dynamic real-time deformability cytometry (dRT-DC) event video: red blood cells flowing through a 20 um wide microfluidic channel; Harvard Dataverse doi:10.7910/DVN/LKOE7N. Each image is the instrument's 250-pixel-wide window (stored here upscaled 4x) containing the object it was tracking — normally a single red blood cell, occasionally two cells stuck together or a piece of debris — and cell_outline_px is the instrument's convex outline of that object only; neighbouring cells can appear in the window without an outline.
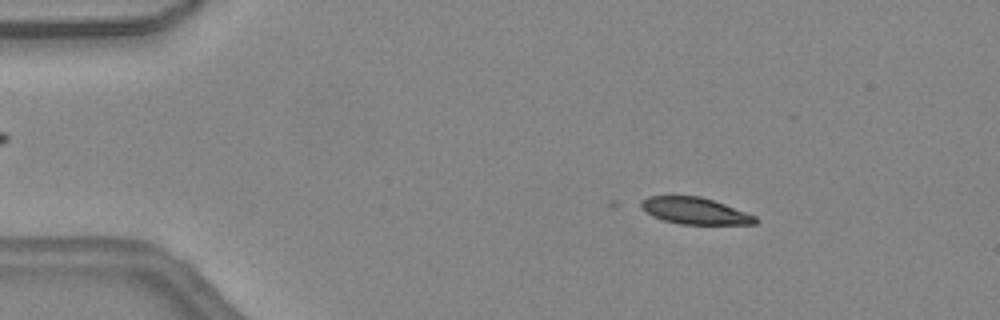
{"species": "common noctule bat (a hibernating species)", "species_latin": "Nyctalus noctula", "temperature_condition": "warm", "stored_images_in_passage": 15, "camera_frame_rate_fps": 3000, "um_per_image_px": 0.085, "animal": {"sex": "female", "body_mass_g": 24.6, "forearm_length_mm": 56.2}, "frame": {"image": 1, "passage_image": 7, "time_ms": 2.0, "image_size_px": [1000, 320], "cell_outline_px": [[756, 224], [680, 224], [664, 220], [652, 216], [644, 212], [632, 204], [648, 196], [700, 196], [724, 204], [756, 216]], "centroid_in_image_um": [58.92, 17.91], "position_along_channel_um": 26.1, "area_um2": 17.98}}
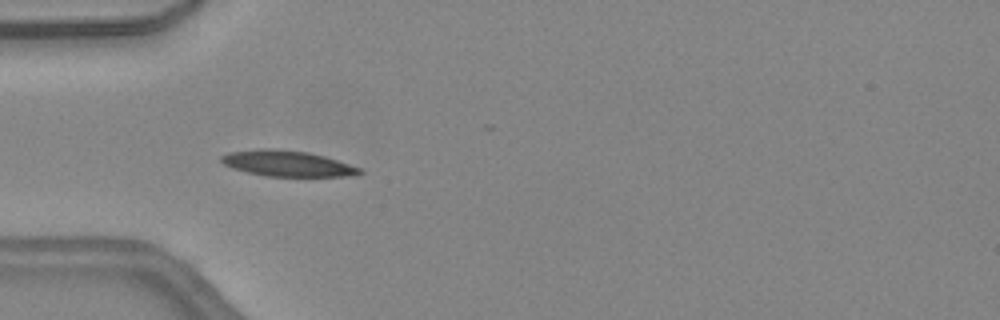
{"frame": {"image": 2, "passage_image": 14, "time_ms": 4.333, "image_size_px": [1000, 320], "cell_outline_px": [[364, 172], [352, 176], [268, 176], [248, 172], [232, 168], [224, 164], [220, 160], [220, 156], [228, 152], [264, 148], [276, 148], [308, 152], [324, 156], [360, 168]], "centroid_in_image_um": [24.39, 13.89], "position_along_channel_um": 60.6, "area_um2": 20.69}}